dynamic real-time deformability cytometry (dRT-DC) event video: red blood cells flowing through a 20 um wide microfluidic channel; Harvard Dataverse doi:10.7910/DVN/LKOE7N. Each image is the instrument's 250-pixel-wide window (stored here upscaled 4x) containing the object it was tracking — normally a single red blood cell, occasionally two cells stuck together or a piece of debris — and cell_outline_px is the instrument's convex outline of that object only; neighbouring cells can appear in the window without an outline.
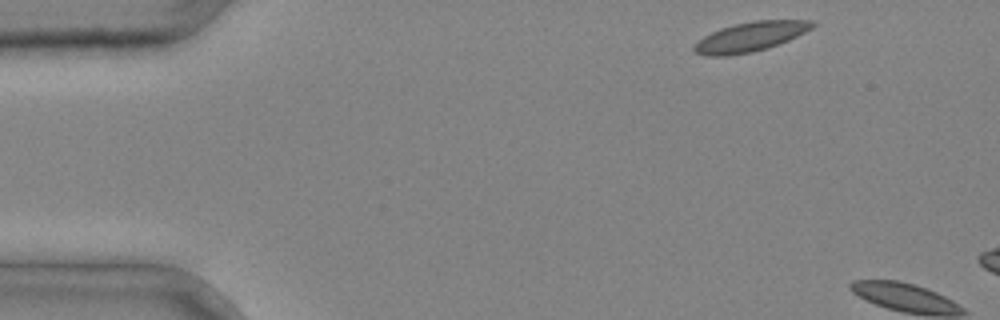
{"species": "common noctule bat (a hibernating species)", "species_latin": "Nyctalus noctula", "temperature_condition": "cold", "stored_images_in_passage": 2, "camera_frame_rate_fps": 3000, "um_per_image_px": 0.085, "animal": {"sex": "male", "body_mass_g": 20.4}, "frame": {"image": 1, "passage_image": 1, "time_ms": 0.0, "image_size_px": [1000, 320], "cell_outline_px": [[816, 24], [812, 28], [788, 40], [768, 48], [752, 52], [728, 56], [708, 56], [696, 52], [692, 48], [704, 36], [720, 28], [736, 24], [756, 20], [812, 20]], "centroid_in_image_um": [63.79, 3.12], "position_along_channel_um": 21.2, "area_um2": 20.11}}